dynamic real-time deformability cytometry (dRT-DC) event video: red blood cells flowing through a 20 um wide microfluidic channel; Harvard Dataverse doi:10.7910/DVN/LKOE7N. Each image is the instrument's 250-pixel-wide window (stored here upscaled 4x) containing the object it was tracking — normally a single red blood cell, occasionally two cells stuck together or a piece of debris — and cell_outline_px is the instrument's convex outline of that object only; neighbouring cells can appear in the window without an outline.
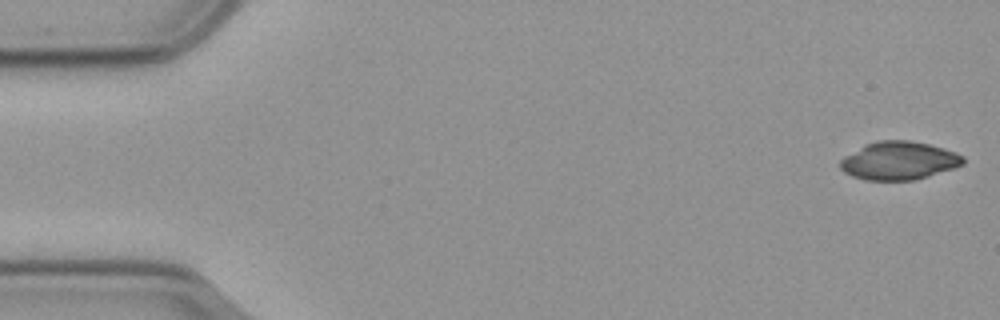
{"species": "common noctule bat (a hibernating species)", "species_latin": "Nyctalus noctula", "temperature_condition": "cold", "stored_images_in_passage": 10, "camera_frame_rate_fps": 3000, "um_per_image_px": 0.085, "animal": {"sex": "male", "body_mass_g": 23.1, "forearm_length_mm": 52.7}, "frame": {"image": 1, "passage_image": 1, "time_ms": 0.0, "image_size_px": [1000, 320], "cell_outline_px": [[964, 164], [916, 180], [864, 180], [852, 176], [844, 172], [840, 168], [840, 160], [844, 156], [864, 144], [876, 140], [908, 140], [928, 144], [956, 152], [964, 156]], "centroid_in_image_um": [76.37, 13.65], "position_along_channel_um": 8.6, "area_um2": 27.4}}